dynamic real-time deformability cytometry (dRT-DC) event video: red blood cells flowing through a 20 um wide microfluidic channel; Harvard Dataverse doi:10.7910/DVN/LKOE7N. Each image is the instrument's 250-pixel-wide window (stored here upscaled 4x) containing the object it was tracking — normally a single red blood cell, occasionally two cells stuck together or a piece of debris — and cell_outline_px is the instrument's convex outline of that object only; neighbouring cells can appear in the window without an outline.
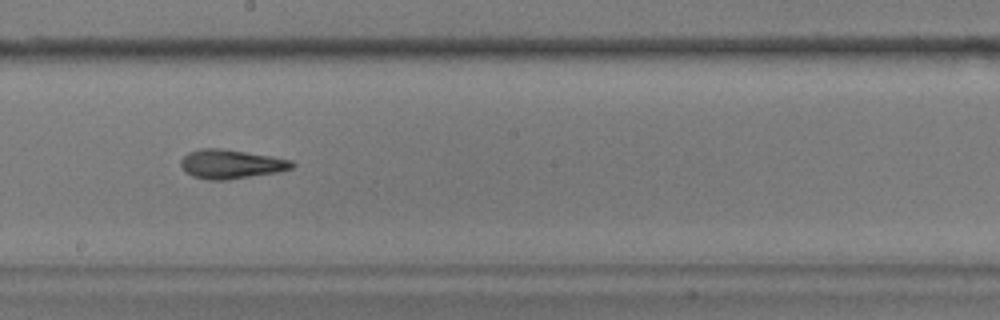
{"species": "common noctule bat (a hibernating species)", "species_latin": "Nyctalus noctula", "temperature_condition": "warm", "stored_images_in_passage": 36, "camera_frame_rate_fps": 3000, "um_per_image_px": 0.085, "animal": {"sex": "male", "body_mass_g": 17.9}, "frame": {"image": 1, "passage_image": 16, "time_ms": 5.0, "image_size_px": [1000, 320], "cell_outline_px": [[296, 164], [292, 168], [280, 172], [228, 180], [208, 180], [192, 176], [184, 172], [180, 164], [180, 160], [188, 152], [200, 148], [220, 148], [272, 156], [292, 160]], "centroid_in_image_um": [19.63, 13.95], "position_along_channel_um": 228.6, "area_um2": 19.13}, "authors_computed_cell_mechanics": {"area_um2": 18.5249, "velocity_mm_per_s": 3.6932, "shape_relaxation_time_tau1_ms": 4.4505, "shape_relaxation_time_tau2_ms": 3.2461, "deformation_change_tau1": 0.1767, "deformation_change_tau2": 0.1131}}